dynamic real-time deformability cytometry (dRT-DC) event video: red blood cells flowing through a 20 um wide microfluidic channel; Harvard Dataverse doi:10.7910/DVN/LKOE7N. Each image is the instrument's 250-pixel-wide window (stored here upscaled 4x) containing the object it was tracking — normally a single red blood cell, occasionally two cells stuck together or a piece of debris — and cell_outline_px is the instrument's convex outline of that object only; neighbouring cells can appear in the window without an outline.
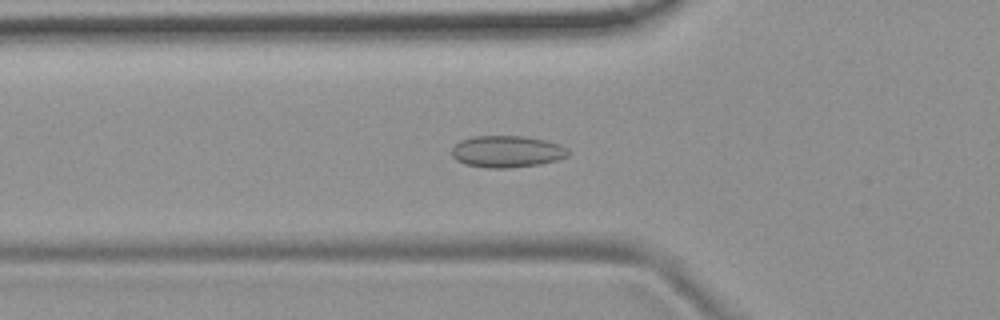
{"species": "common noctule bat (a hibernating species)", "species_latin": "Nyctalus noctula", "temperature_condition": "room temperature", "stored_images_in_passage": 37, "camera_frame_rate_fps": 3000, "um_per_image_px": 0.085, "animal": {"sex": "female", "body_mass_g": 19.9}, "frame": {"image": 1, "passage_image": 2, "time_ms": 0.333, "image_size_px": [1000, 320], "cell_outline_px": [[572, 152], [568, 156], [556, 160], [540, 164], [508, 168], [488, 168], [464, 164], [456, 160], [452, 156], [452, 148], [460, 140], [472, 136], [524, 136], [544, 140], [560, 144], [568, 148]], "centroid_in_image_um": [43.1, 12.88], "position_along_channel_um": 82.7, "area_um2": 21.73}}
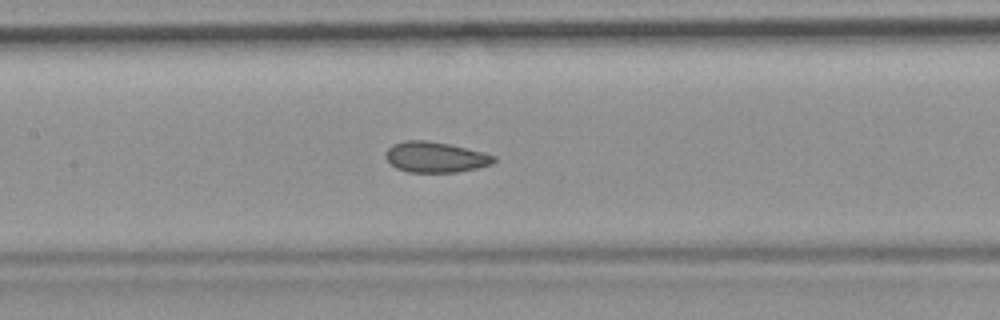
{"frame": {"image": 2, "passage_image": 9, "time_ms": 2.667, "image_size_px": [1000, 320], "cell_outline_px": [[496, 160], [492, 164], [476, 168], [456, 172], [408, 172], [396, 168], [384, 156], [388, 148], [392, 144], [408, 140], [424, 140], [448, 144], [484, 152], [496, 156]], "centroid_in_image_um": [37.01, 13.35], "position_along_channel_um": 170.4, "area_um2": 19.19}}
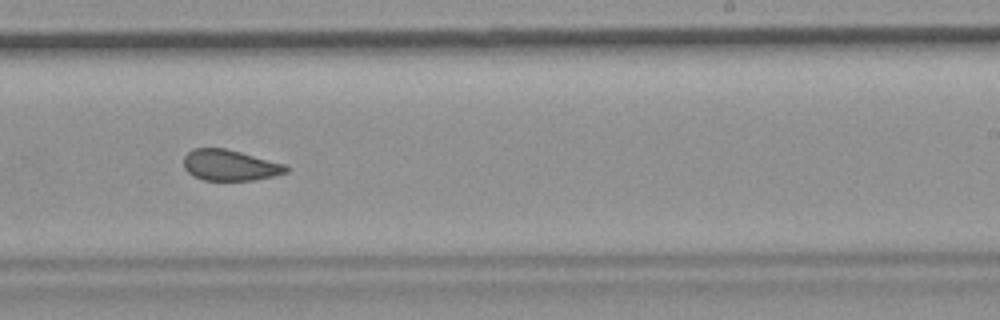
{"frame": {"image": 3, "passage_image": 17, "time_ms": 5.333, "image_size_px": [1000, 320], "cell_outline_px": [[288, 172], [272, 176], [252, 180], [204, 180], [192, 176], [184, 168], [184, 156], [192, 148], [224, 148], [288, 164]], "centroid_in_image_um": [19.54, 14.04], "position_along_channel_um": 269.5, "area_um2": 18.5}, "authors_computed_cell_mechanics": {"area_um2": 19.363, "velocity_mm_per_s": 3.7402, "shape_relaxation_time_tau1_ms": null, "shape_relaxation_time_tau2_ms": 1.5619, "deformation_change_tau1": null, "deformation_change_tau2": 0.0528}}